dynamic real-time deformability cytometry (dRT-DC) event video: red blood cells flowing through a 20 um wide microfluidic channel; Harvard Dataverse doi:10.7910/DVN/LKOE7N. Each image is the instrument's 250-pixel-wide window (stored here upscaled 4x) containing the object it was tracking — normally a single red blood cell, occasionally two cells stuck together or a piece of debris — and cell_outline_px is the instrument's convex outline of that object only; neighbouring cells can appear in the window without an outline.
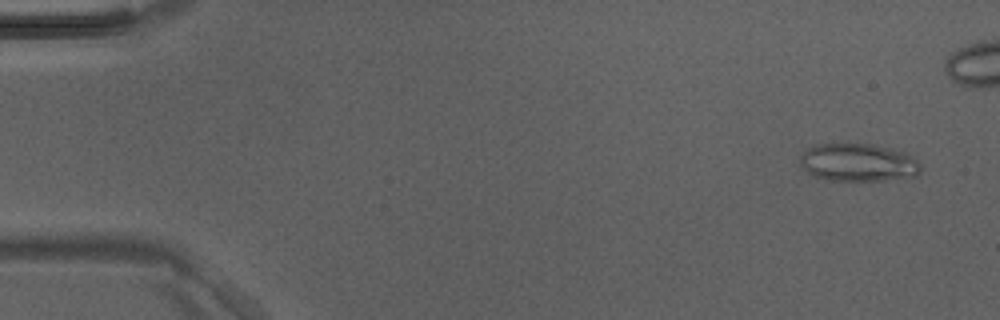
{"species": "Egyptian fruit bat (a non-hibernating species)", "species_latin": "Rousettus aegyptiacus", "temperature_condition": "room temperature", "stored_images_in_passage": 6, "camera_frame_rate_fps": 3000, "um_per_image_px": 0.085, "animal": {"sex": "male"}, "frame": {"image": 1, "passage_image": 1, "time_ms": 0.0, "image_size_px": [1000, 320], "cell_outline_px": [[920, 172], [916, 176], [884, 180], [828, 180], [812, 176], [800, 164], [800, 156], [808, 148], [816, 144], [876, 144], [892, 148], [904, 152], [912, 156], [920, 164]], "centroid_in_image_um": [72.95, 13.81], "position_along_channel_um": 12.1, "area_um2": 26.65}}